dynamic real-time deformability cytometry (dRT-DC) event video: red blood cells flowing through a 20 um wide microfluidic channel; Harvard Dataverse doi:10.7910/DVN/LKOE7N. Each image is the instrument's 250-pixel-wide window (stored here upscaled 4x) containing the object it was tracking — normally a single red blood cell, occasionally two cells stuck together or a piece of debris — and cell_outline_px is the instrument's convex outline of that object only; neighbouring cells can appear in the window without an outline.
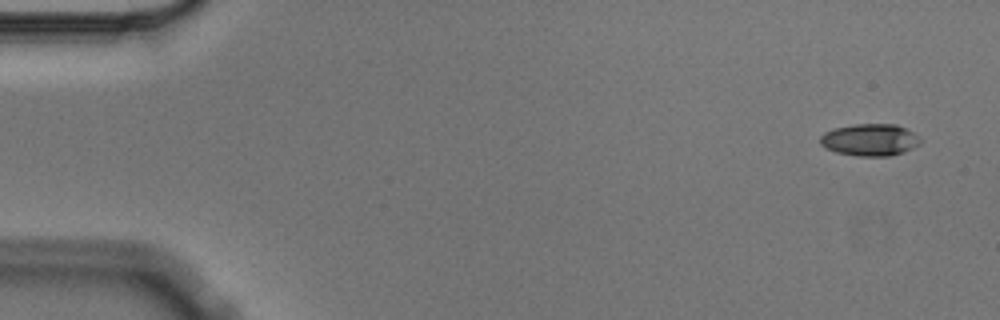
{"species": "Egyptian fruit bat (a non-hibernating species)", "species_latin": "Rousettus aegyptiacus", "temperature_condition": "cold", "stored_images_in_passage": 6, "segment_of_instrument_passage": [1, 2], "camera_frame_rate_fps": 3000, "um_per_image_px": 0.085, "animal": {"sex": "male"}, "frame": {"image": 1, "passage_image": 1, "time_ms": 0.0, "image_size_px": [1000, 320], "cell_outline_px": [[920, 144], [904, 152], [888, 156], [856, 156], [836, 152], [820, 144], [820, 136], [824, 132], [832, 128], [856, 124], [896, 124], [920, 136]], "centroid_in_image_um": [73.93, 11.88], "position_along_channel_um": 11.1, "area_um2": 18.73}}
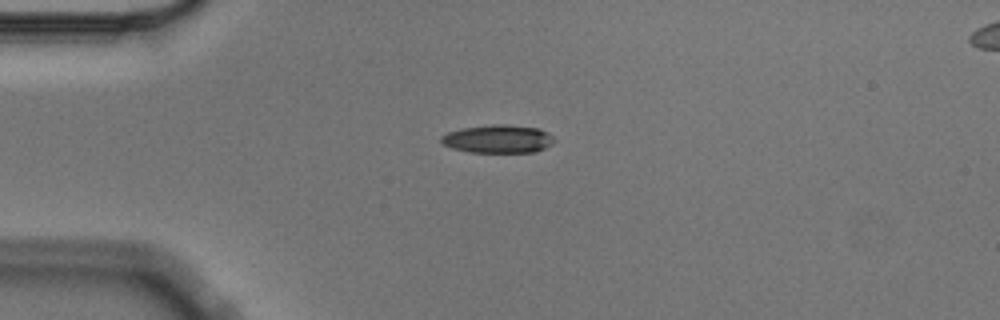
{"frame": {"image": 2, "passage_image": 4, "time_ms": 1.0, "image_size_px": [1000, 320], "cell_outline_px": [[556, 140], [552, 144], [536, 152], [468, 152], [452, 148], [444, 144], [440, 140], [440, 136], [448, 132], [460, 128], [492, 124], [508, 124], [540, 128], [548, 132]], "centroid_in_image_um": [42.34, 11.8], "position_along_channel_um": 42.7, "area_um2": 18.79}}